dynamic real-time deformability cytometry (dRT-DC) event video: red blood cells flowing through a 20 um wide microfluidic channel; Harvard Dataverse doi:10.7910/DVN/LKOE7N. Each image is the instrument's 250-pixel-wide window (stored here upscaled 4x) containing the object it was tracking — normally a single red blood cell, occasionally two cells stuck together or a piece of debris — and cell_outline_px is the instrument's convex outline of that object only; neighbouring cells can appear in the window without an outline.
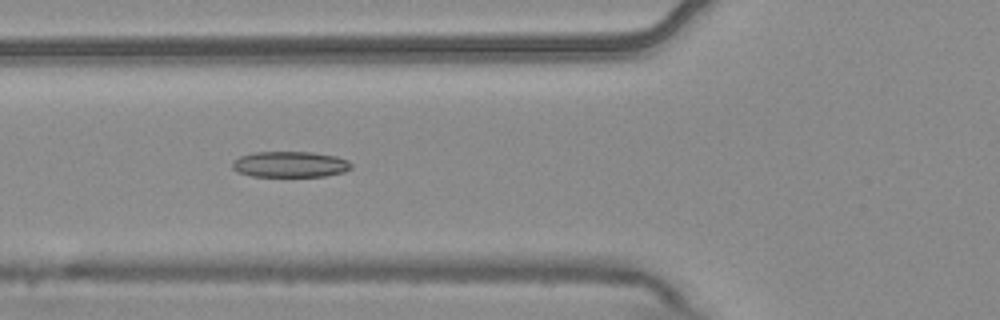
{"species": "common noctule bat (a hibernating species)", "species_latin": "Nyctalus noctula", "temperature_condition": "warm", "stored_images_in_passage": 5, "camera_frame_rate_fps": 3000, "um_per_image_px": 0.085, "animal": {"sex": "male", "body_mass_g": 20.4}, "frame": {"image": 1, "passage_image": 4, "time_ms": 1.0, "image_size_px": [1000, 320], "cell_outline_px": [[352, 168], [344, 172], [324, 176], [252, 176], [236, 172], [232, 168], [232, 164], [240, 156], [256, 152], [312, 152], [336, 156], [348, 160], [352, 164]], "centroid_in_image_um": [24.68, 13.97], "position_along_channel_um": 101.1, "area_um2": 17.92}}
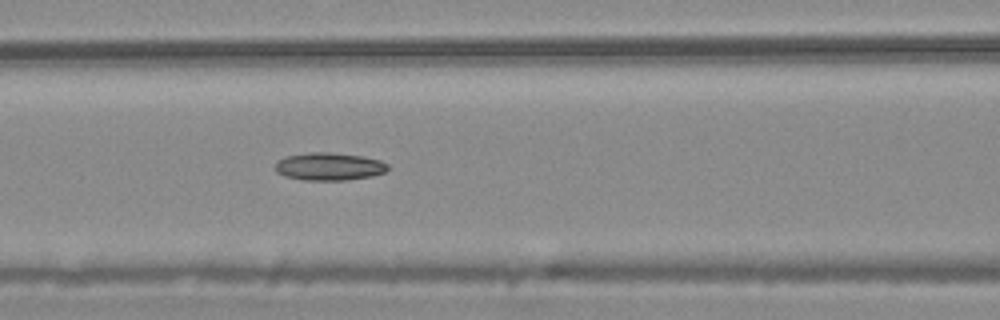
{"frame": {"image": 2, "passage_image": 5, "time_ms": 1.333, "image_size_px": [1000, 320], "cell_outline_px": [[388, 168], [384, 172], [372, 176], [344, 180], [304, 180], [284, 176], [276, 172], [276, 164], [284, 156], [308, 152], [328, 152], [364, 156], [380, 160], [388, 164]], "centroid_in_image_um": [27.97, 14.14], "position_along_channel_um": 138.6, "area_um2": 18.21}}